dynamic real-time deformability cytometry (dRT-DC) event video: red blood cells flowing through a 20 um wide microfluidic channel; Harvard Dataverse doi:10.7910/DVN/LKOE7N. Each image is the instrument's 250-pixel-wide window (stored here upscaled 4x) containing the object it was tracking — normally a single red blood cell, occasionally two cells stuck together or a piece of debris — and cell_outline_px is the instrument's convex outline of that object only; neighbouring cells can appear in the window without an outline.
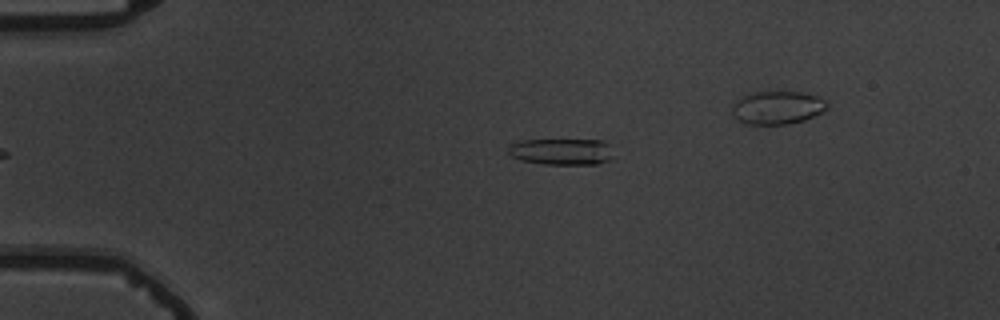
{"species": "common noctule bat (a hibernating species)", "species_latin": "Nyctalus noctula", "temperature_condition": "warm", "stored_images_in_passage": 6, "camera_frame_rate_fps": 3000, "um_per_image_px": 0.085, "animal": {"sex": "male", "body_mass_g": 19.5, "forearm_length_mm": 54.6}, "frame": {"image": 1, "passage_image": 6, "time_ms": 6.0, "image_size_px": [1000, 320], "cell_outline_px": [[612, 160], [596, 164], [544, 164], [520, 160], [512, 156], [508, 152], [508, 148], [512, 144], [520, 140], [600, 140], [608, 144], [612, 156]], "centroid_in_image_um": [47.73, 12.89], "position_along_channel_um": 37.3, "area_um2": 16.13}}